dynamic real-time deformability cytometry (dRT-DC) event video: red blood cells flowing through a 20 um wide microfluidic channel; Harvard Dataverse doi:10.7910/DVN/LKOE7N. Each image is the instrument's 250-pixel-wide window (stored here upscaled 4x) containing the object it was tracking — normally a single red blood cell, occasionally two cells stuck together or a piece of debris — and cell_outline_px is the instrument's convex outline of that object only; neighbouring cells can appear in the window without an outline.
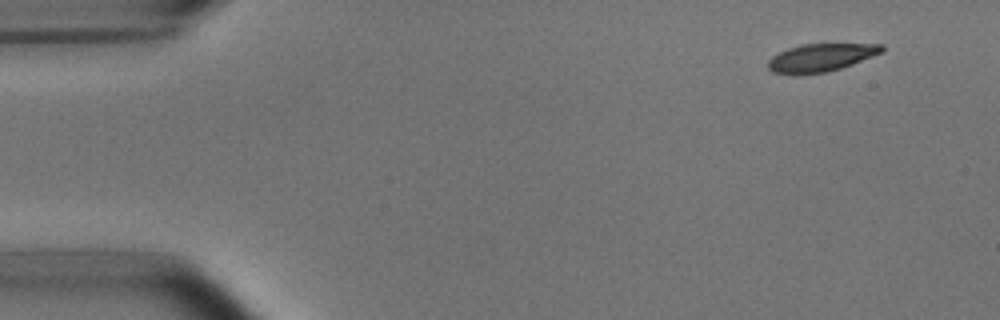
{"species": "common noctule bat (a hibernating species)", "species_latin": "Nyctalus noctula", "temperature_condition": "room temperature", "stored_images_in_passage": 5, "segment_of_instrument_passage": [1, 2], "camera_frame_rate_fps": 3000, "um_per_image_px": 0.085, "animal": {"sex": "male", "body_mass_g": 15.6}, "frame": {"image": 1, "passage_image": 1, "time_ms": 0.0, "image_size_px": [1000, 320], "cell_outline_px": [[884, 52], [852, 64], [840, 68], [824, 72], [800, 76], [796, 76], [772, 72], [768, 68], [768, 60], [772, 56], [788, 48], [800, 44], [884, 44]], "centroid_in_image_um": [69.74, 4.91], "position_along_channel_um": 15.3, "area_um2": 18.73}}
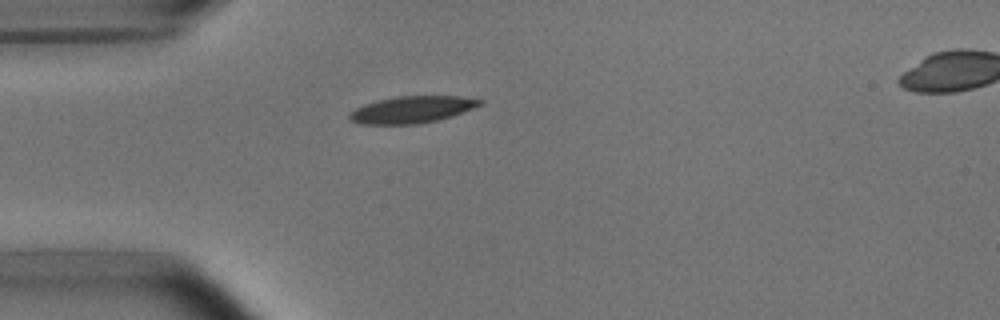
{"frame": {"image": 2, "passage_image": 4, "time_ms": 1.0, "image_size_px": [1000, 320], "cell_outline_px": [[484, 104], [452, 116], [420, 124], [360, 124], [348, 120], [348, 116], [356, 108], [364, 104], [396, 96], [460, 96], [484, 100]], "centroid_in_image_um": [35.03, 9.31], "position_along_channel_um": 50.0, "area_um2": 20.4}}